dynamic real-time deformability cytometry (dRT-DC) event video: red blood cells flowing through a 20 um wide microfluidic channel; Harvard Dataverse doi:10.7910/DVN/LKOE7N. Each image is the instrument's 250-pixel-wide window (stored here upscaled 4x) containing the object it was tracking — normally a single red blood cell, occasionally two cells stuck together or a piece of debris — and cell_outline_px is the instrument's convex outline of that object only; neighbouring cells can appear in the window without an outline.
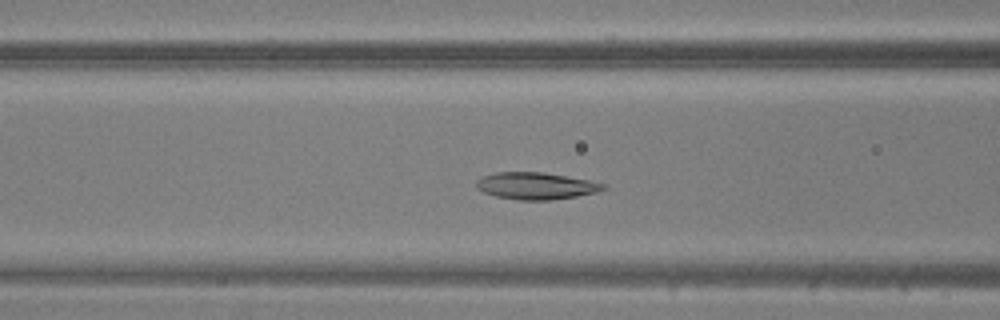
{"species": "common noctule bat (a hibernating species)", "species_latin": "Nyctalus noctula", "temperature_condition": "warm", "stored_images_in_passage": 45, "segment_of_instrument_passage": [1, 2], "camera_frame_rate_fps": 3000, "um_per_image_px": 0.085, "animal": {"sex": "male", "body_mass_g": 20.5, "forearm_length_mm": 52.5}, "frame": {"image": 1, "passage_image": 15, "time_ms": 4.667, "image_size_px": [1000, 320], "cell_outline_px": [[608, 188], [596, 192], [576, 196], [548, 200], [516, 200], [496, 196], [484, 192], [476, 188], [476, 180], [484, 176], [496, 172], [544, 172], [588, 180], [608, 184]], "centroid_in_image_um": [45.57, 15.8], "position_along_channel_um": 121.0, "area_um2": 19.94}}
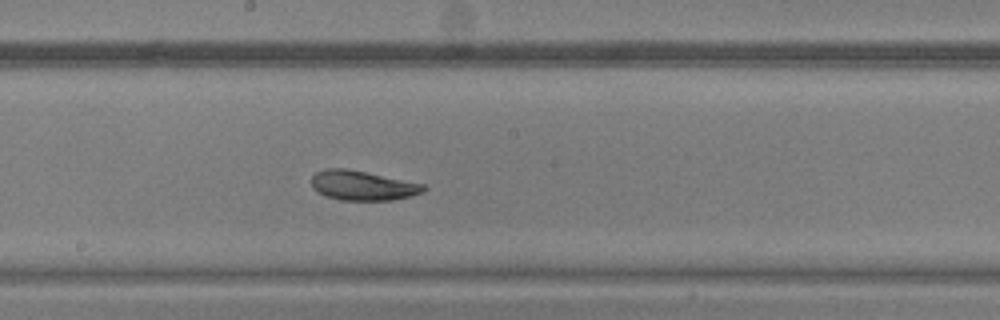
{"frame": {"image": 2, "passage_image": 22, "time_ms": 7.0, "image_size_px": [1000, 320], "cell_outline_px": [[428, 188], [424, 192], [412, 196], [392, 200], [340, 200], [316, 192], [312, 188], [312, 176], [316, 172], [324, 168], [344, 168], [424, 184]], "centroid_in_image_um": [30.82, 15.77], "position_along_channel_um": 217.4, "area_um2": 19.31}}
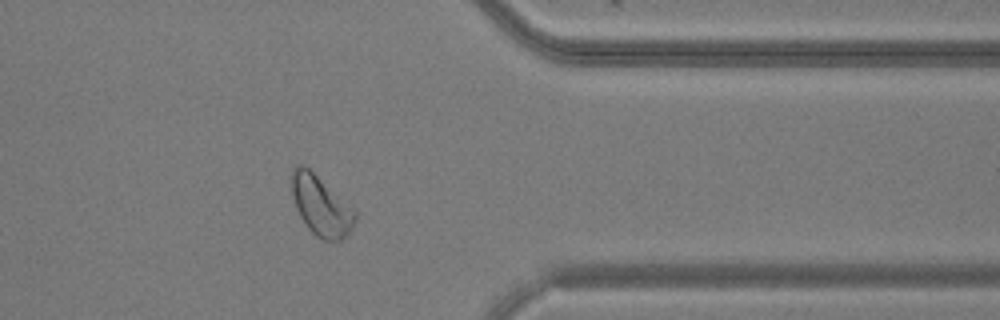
{"frame": {"image": 3, "passage_image": 35, "time_ms": 11.333, "image_size_px": [1000, 320], "cell_outline_px": [[356, 220], [348, 236], [340, 240], [324, 240], [316, 236], [308, 228], [300, 216], [296, 208], [292, 196], [292, 168], [296, 164], [304, 164], [352, 208], [356, 212]], "centroid_in_image_um": [27.27, 17.5], "position_along_channel_um": 384.1, "area_um2": 21.79}}